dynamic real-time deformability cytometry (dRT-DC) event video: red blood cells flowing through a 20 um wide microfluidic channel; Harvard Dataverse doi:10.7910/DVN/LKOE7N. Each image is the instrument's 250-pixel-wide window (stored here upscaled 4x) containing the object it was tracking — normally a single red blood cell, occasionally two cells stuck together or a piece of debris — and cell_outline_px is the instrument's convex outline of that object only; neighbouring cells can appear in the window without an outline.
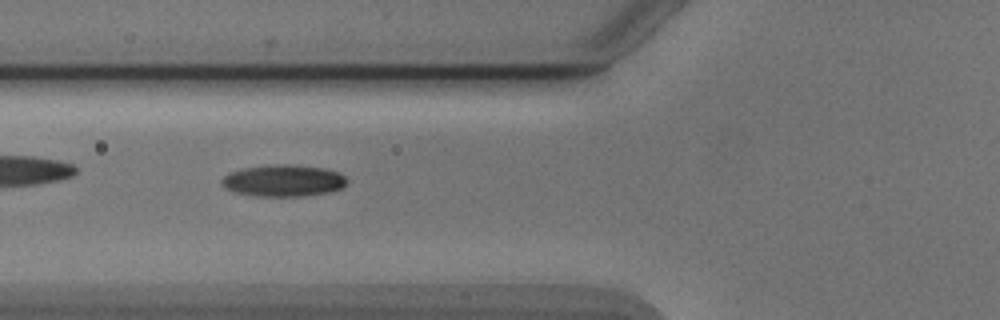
{"species": "Egyptian fruit bat (a non-hibernating species)", "species_latin": "Rousettus aegyptiacus", "temperature_condition": "cold", "stored_images_in_passage": 53, "camera_frame_rate_fps": 3000, "um_per_image_px": 0.085, "animal": {"sex": "male"}, "frame": {"image": 1, "passage_image": 20, "time_ms": 6.333, "image_size_px": [1000, 320], "cell_outline_px": [[348, 184], [344, 188], [328, 192], [304, 196], [256, 196], [236, 192], [224, 188], [220, 184], [220, 180], [228, 172], [244, 168], [268, 164], [288, 164], [324, 168], [340, 172], [348, 180]], "centroid_in_image_um": [24.1, 15.35], "position_along_channel_um": 101.7, "area_um2": 23.52}}
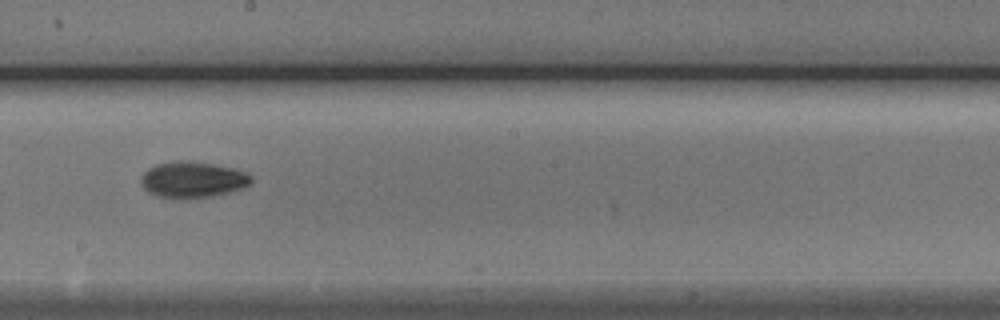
{"frame": {"image": 2, "passage_image": 30, "time_ms": 9.667, "image_size_px": [1000, 320], "cell_outline_px": [[252, 180], [244, 188], [212, 196], [180, 200], [172, 200], [156, 196], [148, 192], [140, 184], [140, 176], [148, 168], [156, 164], [180, 160], [188, 160], [236, 168], [248, 172], [252, 176]], "centroid_in_image_um": [16.35, 15.29], "position_along_channel_um": 231.9, "area_um2": 23.81}}
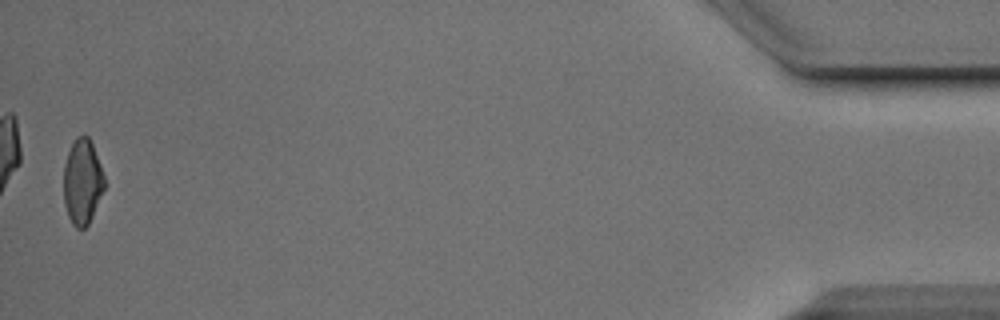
{"frame": {"image": 3, "passage_image": 52, "time_ms": 17.0, "image_size_px": [1000, 320], "cell_outline_px": [[104, 188], [92, 216], [88, 224], [84, 228], [76, 228], [72, 224], [68, 216], [64, 204], [64, 164], [68, 152], [76, 136], [84, 132], [88, 136], [92, 144], [100, 164], [104, 176]], "centroid_in_image_um": [6.99, 15.42], "position_along_channel_um": 428.2, "area_um2": 20.17}, "authors_computed_cell_mechanics": {"area_um2": 21.097, "velocity_mm_per_s": 3.8905, "shape_relaxation_time_tau1_ms": 5.4937, "shape_relaxation_time_tau2_ms": 4.9607, "deformation_change_tau1": 0.1516, "deformation_change_tau2": 0.0958}}